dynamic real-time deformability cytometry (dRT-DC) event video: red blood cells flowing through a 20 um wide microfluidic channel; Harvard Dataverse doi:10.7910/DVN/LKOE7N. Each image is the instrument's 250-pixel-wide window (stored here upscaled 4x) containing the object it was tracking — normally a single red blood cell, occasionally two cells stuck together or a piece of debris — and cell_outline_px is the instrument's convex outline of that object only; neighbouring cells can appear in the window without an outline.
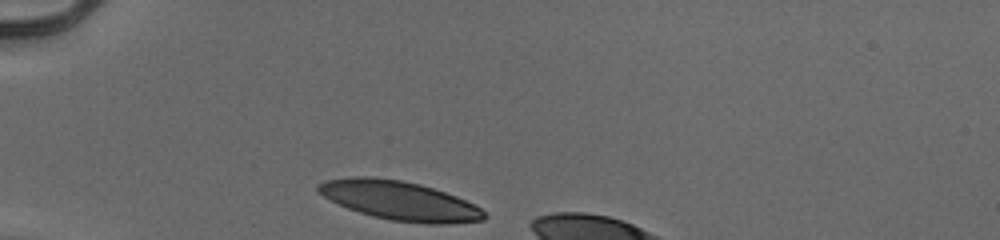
{"species": "human", "species_latin": "Homo sapiens", "temperature_condition": "cold", "stored_images_in_passage": 7, "camera_frame_rate_fps": 3000, "um_per_image_px": 0.085, "donor": {"sex": "male"}, "frame": {"image": 1, "passage_image": 1, "time_ms": 0.0, "image_size_px": [1000, 240], "cell_outline_px": [[488, 216], [484, 220], [448, 224], [428, 224], [392, 220], [372, 216], [348, 208], [316, 192], [316, 184], [324, 180], [352, 176], [368, 176], [400, 180], [420, 184], [456, 196], [476, 204]], "centroid_in_image_um": [33.96, 17.05], "position_along_channel_um": 51.0, "area_um2": 37.8}}